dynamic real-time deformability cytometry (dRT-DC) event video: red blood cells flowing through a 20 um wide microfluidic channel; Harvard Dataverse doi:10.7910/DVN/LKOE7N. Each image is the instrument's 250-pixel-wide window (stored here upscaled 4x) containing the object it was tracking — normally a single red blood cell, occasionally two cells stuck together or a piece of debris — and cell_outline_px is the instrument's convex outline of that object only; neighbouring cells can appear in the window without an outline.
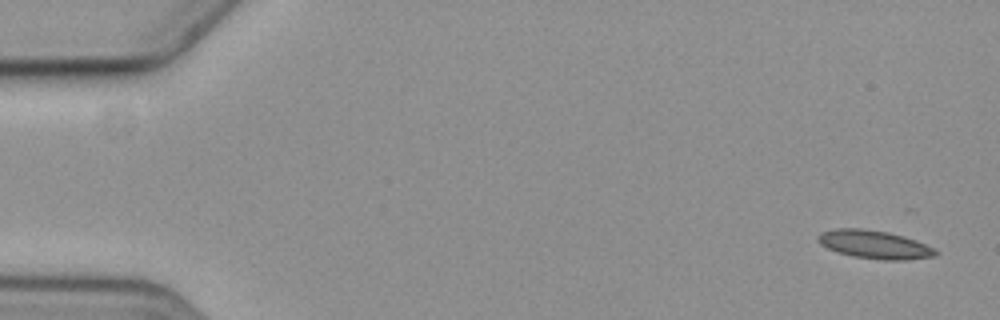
{"species": "common noctule bat (a hibernating species)", "species_latin": "Nyctalus noctula", "temperature_condition": "cold", "stored_images_in_passage": 6, "camera_frame_rate_fps": 3000, "um_per_image_px": 0.085, "animal": {"sex": "female", "body_mass_g": 19.3, "forearm_length_mm": 54.1}, "frame": {"image": 1, "passage_image": 1, "time_ms": 0.0, "image_size_px": [1000, 320], "cell_outline_px": [[940, 252], [936, 256], [904, 260], [880, 260], [852, 256], [836, 252], [820, 244], [816, 240], [816, 236], [820, 232], [836, 228], [860, 228], [888, 232], [904, 236], [916, 240], [936, 248]], "centroid_in_image_um": [74.33, 20.78], "position_along_channel_um": 10.7, "area_um2": 19.71}}
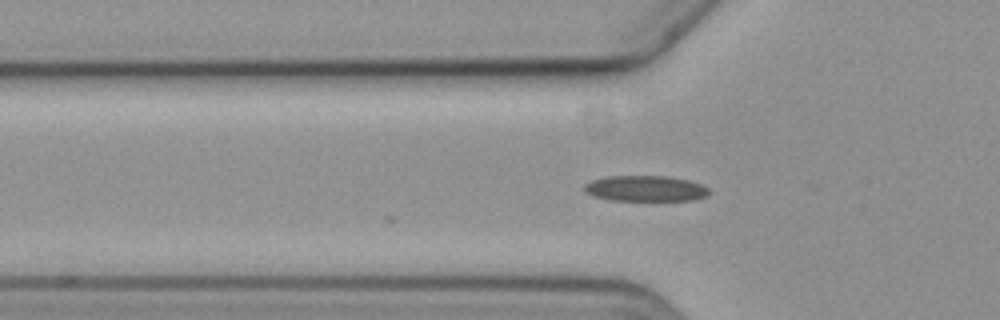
{"frame": {"image": 2, "passage_image": 5, "time_ms": 5.667, "image_size_px": [1000, 320], "cell_outline_px": [[712, 192], [708, 196], [692, 200], [612, 200], [592, 196], [584, 192], [584, 184], [592, 180], [604, 176], [668, 176], [688, 180], [700, 184], [708, 188]], "centroid_in_image_um": [54.86, 16.02], "position_along_channel_um": 70.9, "area_um2": 18.84}}
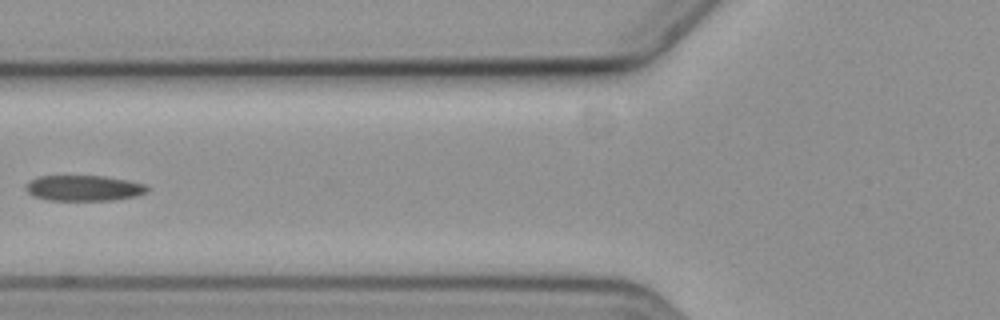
{"frame": {"image": 3, "passage_image": 6, "time_ms": 7.0, "image_size_px": [1000, 320], "cell_outline_px": [[148, 192], [136, 196], [116, 200], [48, 200], [32, 196], [24, 188], [24, 184], [28, 180], [36, 176], [104, 176], [128, 180], [144, 184], [148, 188]], "centroid_in_image_um": [7.07, 15.98], "position_along_channel_um": 118.7, "area_um2": 18.38}}